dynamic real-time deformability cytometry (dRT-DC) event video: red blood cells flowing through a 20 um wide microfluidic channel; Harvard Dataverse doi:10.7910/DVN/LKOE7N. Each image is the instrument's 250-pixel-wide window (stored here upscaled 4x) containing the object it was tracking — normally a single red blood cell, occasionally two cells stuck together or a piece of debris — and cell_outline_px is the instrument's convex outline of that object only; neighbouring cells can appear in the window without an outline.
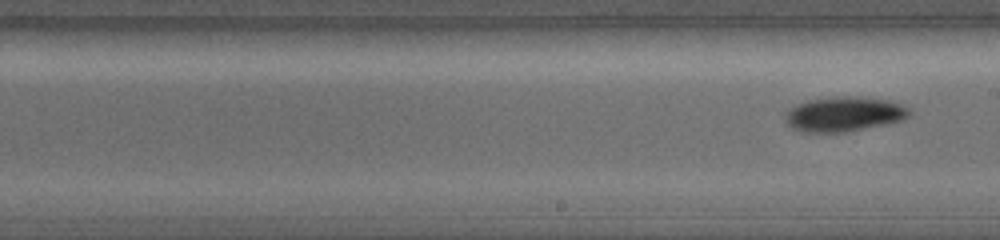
{"species": "common noctule bat (a hibernating species)", "species_latin": "Nyctalus noctula", "temperature_condition": "warm", "stored_images_in_passage": 11, "segment_of_instrument_passage": [2, 2], "camera_frame_rate_fps": 5000, "um_per_image_px": 0.085, "animal": {"sex": "female", "body_mass_g": 19.0, "forearm_length_mm": 56.7}, "frame": {"image": 1, "passage_image": 11, "time_ms": 5.0, "image_size_px": [1000, 240], "cell_outline_px": [[912, 112], [904, 120], [844, 132], [800, 132], [792, 128], [788, 124], [784, 116], [796, 104], [808, 100], [832, 96], [860, 96], [888, 100], [904, 104], [912, 108]], "centroid_in_image_um": [71.79, 9.68], "position_along_channel_um": 217.2, "area_um2": 25.37}}